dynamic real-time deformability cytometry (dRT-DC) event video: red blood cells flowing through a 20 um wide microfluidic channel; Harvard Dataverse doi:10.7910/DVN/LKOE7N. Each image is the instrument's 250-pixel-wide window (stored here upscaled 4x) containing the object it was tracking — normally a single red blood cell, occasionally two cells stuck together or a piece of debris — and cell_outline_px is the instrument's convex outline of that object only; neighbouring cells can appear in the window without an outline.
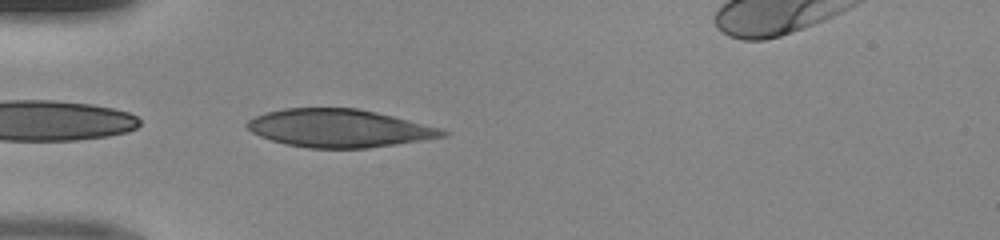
{"species": "human", "species_latin": "Homo sapiens", "temperature_condition": "room temperature", "stored_images_in_passage": 33, "camera_frame_rate_fps": 3000, "um_per_image_px": 0.085, "donor": {"sex": "male"}, "frame": {"image": 1, "passage_image": 1, "time_ms": 0.0, "image_size_px": [1000, 240], "cell_outline_px": [[448, 136], [396, 144], [368, 148], [308, 148], [288, 144], [272, 140], [260, 136], [252, 132], [244, 124], [248, 120], [256, 116], [268, 112], [284, 108], [356, 108], [376, 112], [440, 128], [448, 132]], "centroid_in_image_um": [28.82, 10.9], "position_along_channel_um": 56.2, "area_um2": 42.89}}
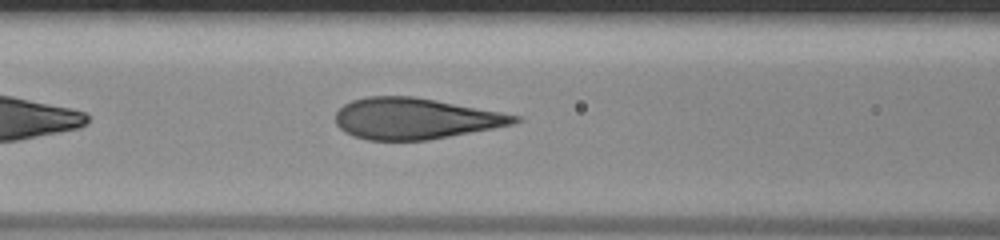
{"frame": {"image": 2, "passage_image": 7, "time_ms": 2.0, "image_size_px": [1000, 240], "cell_outline_px": [[524, 120], [512, 124], [492, 128], [428, 140], [368, 140], [352, 136], [344, 132], [336, 124], [336, 112], [344, 104], [352, 100], [368, 96], [412, 96], [436, 100], [500, 112], [520, 116]], "centroid_in_image_um": [35.25, 10.08], "position_along_channel_um": 131.4, "area_um2": 42.66}}
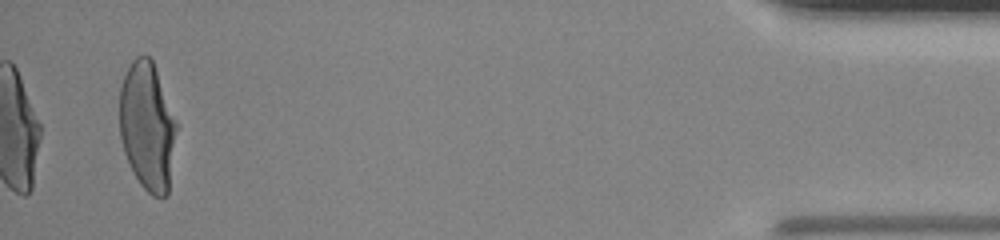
{"frame": {"image": 3, "passage_image": 33, "time_ms": 10.667, "image_size_px": [1000, 240], "cell_outline_px": [[180, 124], [168, 196], [152, 196], [140, 184], [132, 172], [124, 152], [120, 136], [120, 88], [124, 76], [132, 60], [136, 56], [148, 56], [152, 60]], "centroid_in_image_um": [12.58, 10.77], "position_along_channel_um": 422.6, "area_um2": 43.7}}